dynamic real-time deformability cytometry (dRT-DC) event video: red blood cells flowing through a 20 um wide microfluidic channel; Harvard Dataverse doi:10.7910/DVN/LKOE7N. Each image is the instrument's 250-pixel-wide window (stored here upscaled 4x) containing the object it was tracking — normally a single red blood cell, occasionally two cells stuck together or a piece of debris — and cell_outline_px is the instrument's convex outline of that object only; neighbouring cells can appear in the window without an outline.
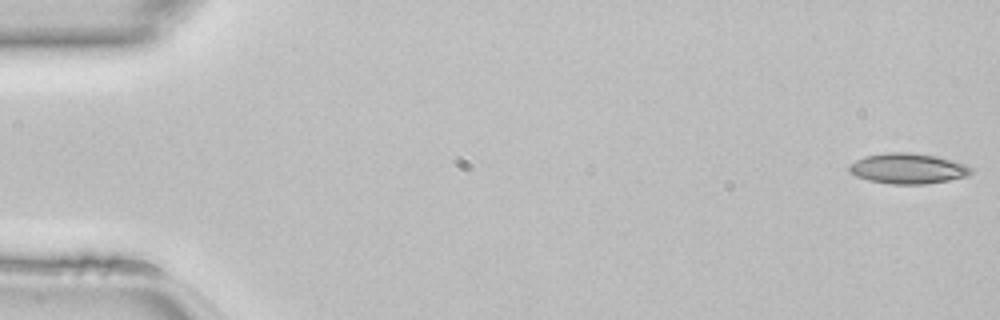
{"species": "common noctule bat (a hibernating species)", "species_latin": "Nyctalus noctula", "temperature_condition": "room temperature", "stored_images_in_passage": 47, "camera_frame_rate_fps": 3000, "um_per_image_px": 0.085, "animal": {"sex": "female", "body_mass_g": 22.7, "forearm_length_mm": 54.2}, "frame": {"image": 1, "passage_image": 1, "time_ms": 0.0, "image_size_px": [1000, 320], "cell_outline_px": [[976, 168], [968, 176], [948, 180], [924, 184], [892, 184], [868, 180], [856, 176], [848, 172], [848, 164], [864, 156], [884, 152], [912, 152], [936, 156], [952, 160]], "centroid_in_image_um": [77.16, 14.31], "position_along_channel_um": 7.8, "area_um2": 21.91}}
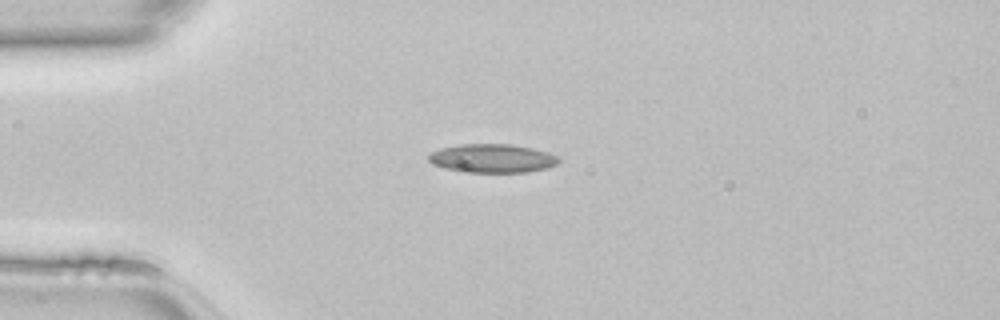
{"frame": {"image": 2, "passage_image": 12, "time_ms": 3.667, "image_size_px": [1000, 320], "cell_outline_px": [[560, 160], [556, 164], [544, 168], [524, 172], [460, 172], [444, 168], [432, 164], [428, 160], [428, 152], [440, 148], [460, 144], [512, 144], [532, 148], [548, 152], [556, 156]], "centroid_in_image_um": [41.76, 13.45], "position_along_channel_um": 43.2, "area_um2": 21.79}}
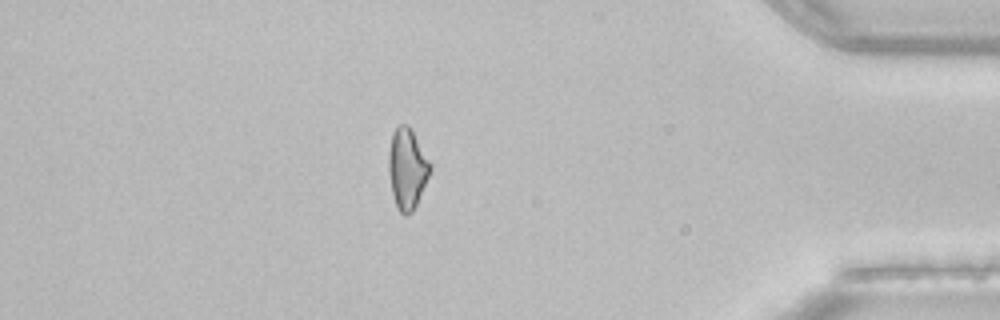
{"frame": {"image": 3, "passage_image": 41, "time_ms": 13.333, "image_size_px": [1000, 320], "cell_outline_px": [[432, 168], [416, 204], [412, 212], [404, 216], [400, 212], [396, 204], [392, 192], [388, 172], [388, 152], [392, 132], [400, 124], [408, 124], [432, 164]], "centroid_in_image_um": [34.6, 14.3], "position_along_channel_um": 400.6, "area_um2": 19.42}}